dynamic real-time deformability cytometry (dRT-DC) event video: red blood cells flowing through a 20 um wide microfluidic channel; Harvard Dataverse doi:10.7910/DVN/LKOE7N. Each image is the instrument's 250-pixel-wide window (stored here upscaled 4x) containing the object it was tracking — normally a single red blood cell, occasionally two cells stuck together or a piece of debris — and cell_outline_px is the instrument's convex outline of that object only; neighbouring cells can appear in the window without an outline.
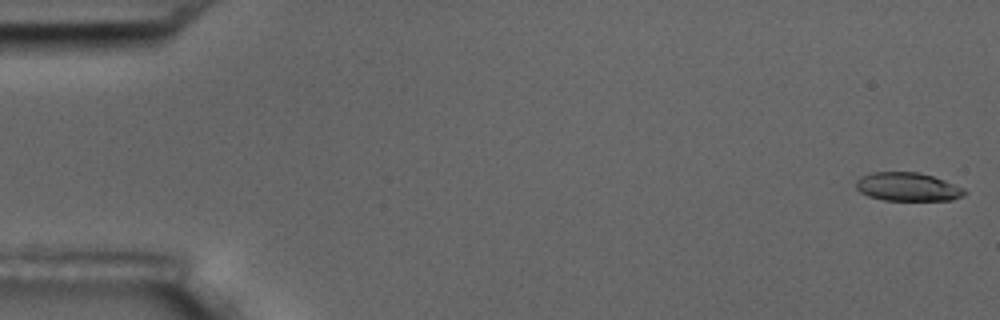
{"species": "common noctule bat (a hibernating species)", "species_latin": "Nyctalus noctula", "temperature_condition": "room temperature", "stored_images_in_passage": 55, "camera_frame_rate_fps": 3000, "um_per_image_px": 0.085, "animal": {"sex": "male", "body_mass_g": 17.5, "forearm_length_mm": 52.3}, "frame": {"image": 1, "passage_image": 1, "time_ms": 0.0, "image_size_px": [1000, 320], "cell_outline_px": [[968, 192], [964, 196], [952, 200], [884, 200], [868, 196], [860, 192], [856, 188], [856, 180], [860, 176], [872, 172], [916, 172], [932, 176], [944, 180], [964, 188]], "centroid_in_image_um": [77.15, 15.88], "position_along_channel_um": 7.9, "area_um2": 18.09}}
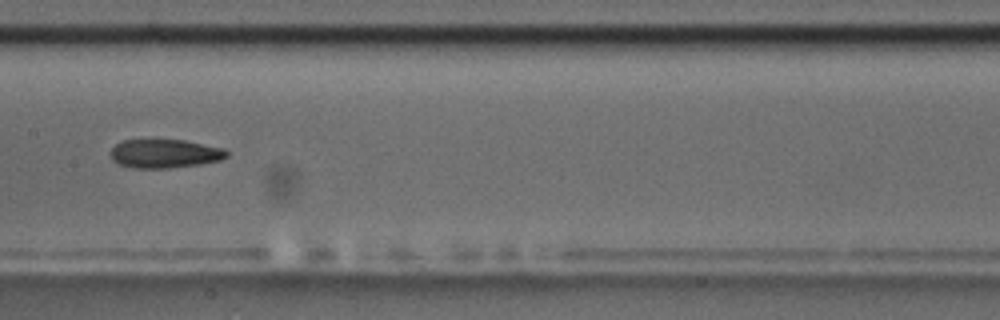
{"frame": {"image": 2, "passage_image": 28, "time_ms": 9.0, "image_size_px": [1000, 320], "cell_outline_px": [[228, 156], [220, 160], [200, 164], [168, 168], [132, 168], [116, 164], [112, 160], [112, 148], [120, 140], [184, 140], [224, 148], [228, 152]], "centroid_in_image_um": [13.99, 13.06], "position_along_channel_um": 193.4, "area_um2": 19.48}}
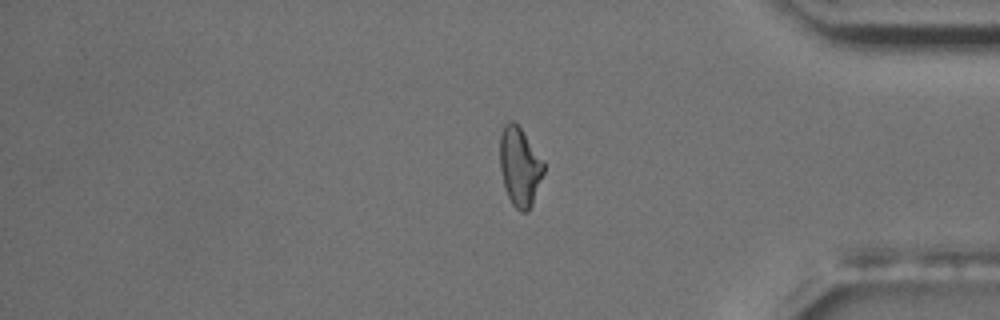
{"frame": {"image": 3, "passage_image": 46, "time_ms": 15.0, "image_size_px": [1000, 320], "cell_outline_px": [[544, 172], [532, 204], [528, 212], [520, 212], [512, 204], [508, 196], [504, 184], [500, 168], [500, 136], [504, 124], [508, 120], [512, 120], [520, 128], [544, 160]], "centroid_in_image_um": [44.18, 14.16], "position_along_channel_um": 391.0, "area_um2": 20.06}, "authors_computed_cell_mechanics": {"area_um2": 19.9988, "velocity_mm_per_s": 3.6542, "shape_relaxation_time_tau1_ms": null, "shape_relaxation_time_tau2_ms": 4.8534, "deformation_change_tau1": null, "deformation_change_tau2": 0.1344}}